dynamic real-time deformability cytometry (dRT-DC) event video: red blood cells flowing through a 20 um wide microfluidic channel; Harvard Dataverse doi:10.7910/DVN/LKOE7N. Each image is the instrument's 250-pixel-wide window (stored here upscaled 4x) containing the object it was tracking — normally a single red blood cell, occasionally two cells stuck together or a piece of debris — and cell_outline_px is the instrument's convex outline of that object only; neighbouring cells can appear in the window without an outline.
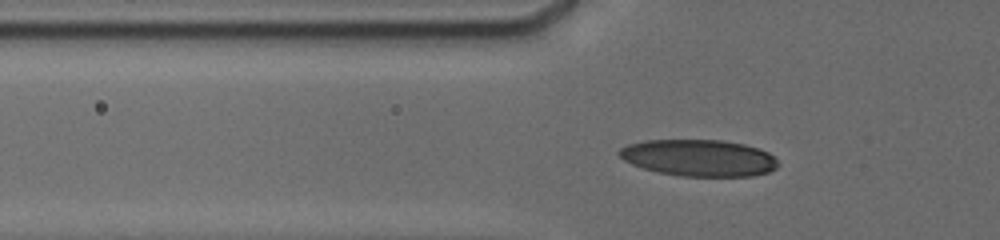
{"species": "human", "species_latin": "Homo sapiens", "temperature_condition": "cold", "stored_images_in_passage": 24, "camera_frame_rate_fps": 3000, "um_per_image_px": 0.085, "donor": {"sex": "male"}, "frame": {"image": 1, "passage_image": 21, "time_ms": 5.667, "image_size_px": [1000, 240], "cell_outline_px": [[780, 164], [776, 168], [768, 172], [752, 176], [680, 176], [656, 172], [632, 164], [624, 160], [616, 152], [620, 148], [628, 144], [644, 140], [724, 140], [744, 144], [760, 148], [768, 152]], "centroid_in_image_um": [59.4, 13.41], "position_along_channel_um": 66.4, "area_um2": 34.1}}
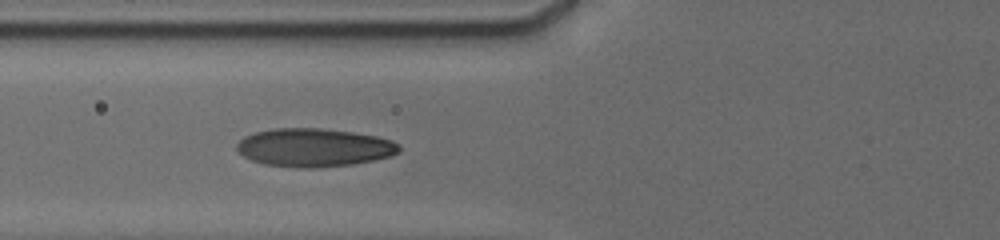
{"frame": {"image": 2, "passage_image": 23, "time_ms": 6.667, "image_size_px": [1000, 240], "cell_outline_px": [[400, 152], [392, 156], [352, 164], [316, 168], [296, 168], [264, 164], [252, 160], [236, 152], [236, 144], [244, 136], [256, 132], [276, 128], [320, 128], [352, 132], [376, 136], [392, 140], [400, 148]], "centroid_in_image_um": [26.67, 12.55], "position_along_channel_um": 99.1, "area_um2": 36.3}}